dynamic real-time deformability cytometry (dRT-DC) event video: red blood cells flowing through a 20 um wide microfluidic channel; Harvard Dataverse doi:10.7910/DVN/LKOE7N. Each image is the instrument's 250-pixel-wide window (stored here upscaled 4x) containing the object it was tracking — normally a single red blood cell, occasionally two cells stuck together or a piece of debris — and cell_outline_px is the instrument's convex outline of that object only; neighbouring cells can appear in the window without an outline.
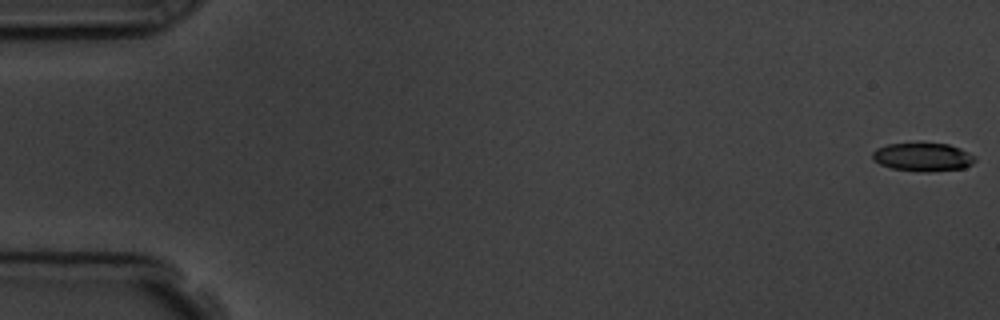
{"species": "common noctule bat (a hibernating species)", "species_latin": "Nyctalus noctula", "temperature_condition": "room temperature", "stored_images_in_passage": 11, "camera_frame_rate_fps": 3000, "um_per_image_px": 0.085, "animal": {"sex": "male", "body_mass_g": 19.5, "forearm_length_mm": 54.6}, "frame": {"image": 1, "passage_image": 1, "time_ms": 0.0, "image_size_px": [1000, 320], "cell_outline_px": [[976, 160], [972, 164], [964, 168], [928, 172], [924, 172], [892, 168], [880, 164], [872, 160], [872, 152], [876, 148], [888, 144], [948, 144], [960, 148], [976, 156]], "centroid_in_image_um": [78.45, 13.36], "position_along_channel_um": 6.5, "area_um2": 16.88}}
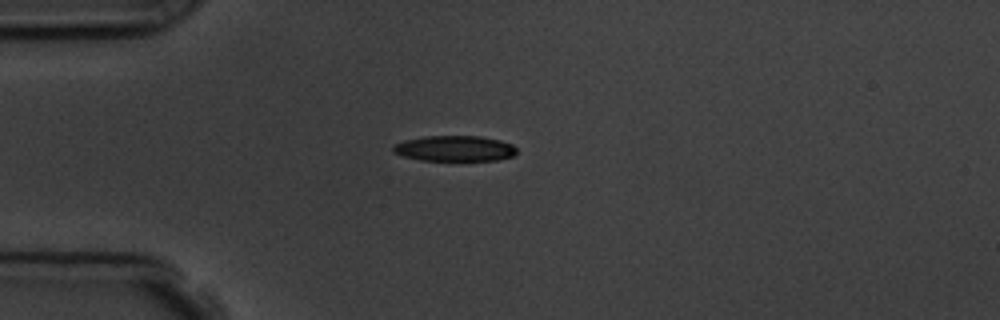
{"frame": {"image": 2, "passage_image": 5, "time_ms": 4.667, "image_size_px": [1000, 320], "cell_outline_px": [[516, 152], [512, 156], [496, 160], [420, 160], [404, 156], [392, 152], [392, 148], [396, 144], [404, 140], [424, 136], [480, 136], [500, 140], [512, 144], [516, 148]], "centroid_in_image_um": [38.64, 12.61], "position_along_channel_um": 46.4, "area_um2": 18.32}}
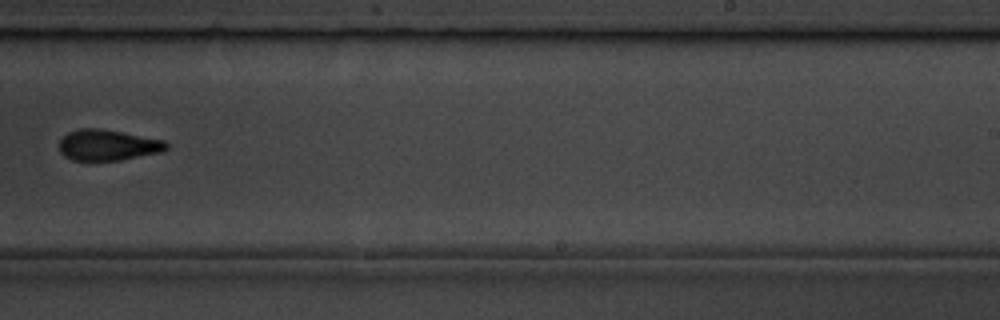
{"frame": {"image": 3, "passage_image": 11, "time_ms": 11.333, "image_size_px": [1000, 320], "cell_outline_px": [[168, 148], [164, 152], [120, 160], [72, 160], [64, 156], [60, 152], [60, 140], [68, 132], [80, 128], [96, 128], [120, 132], [164, 140], [168, 144]], "centroid_in_image_um": [9.18, 12.34], "position_along_channel_um": 279.8, "area_um2": 19.19}}